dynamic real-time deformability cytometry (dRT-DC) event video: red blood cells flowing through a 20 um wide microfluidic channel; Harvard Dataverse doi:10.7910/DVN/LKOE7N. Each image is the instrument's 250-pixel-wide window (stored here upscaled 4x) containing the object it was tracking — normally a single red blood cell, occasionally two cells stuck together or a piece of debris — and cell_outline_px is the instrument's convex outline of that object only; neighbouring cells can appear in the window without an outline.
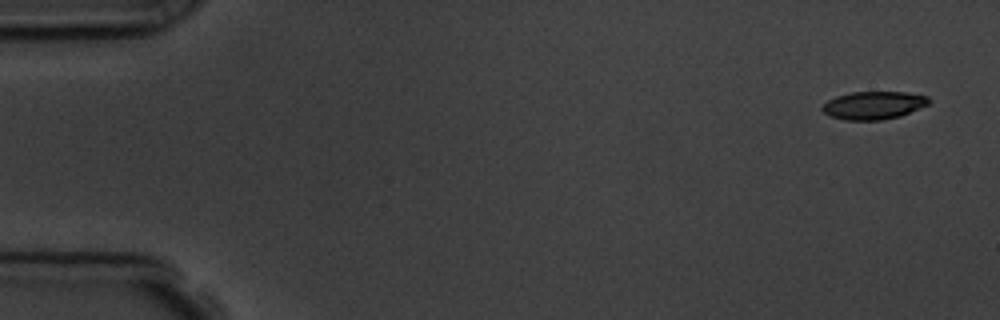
{"species": "common noctule bat (a hibernating species)", "species_latin": "Nyctalus noctula", "temperature_condition": "room temperature", "stored_images_in_passage": 4, "camera_frame_rate_fps": 3000, "um_per_image_px": 0.085, "animal": {"sex": "male", "body_mass_g": 19.5, "forearm_length_mm": 54.6}, "frame": {"image": 1, "passage_image": 1, "time_ms": 0.0, "image_size_px": [1000, 320], "cell_outline_px": [[928, 104], [900, 116], [880, 120], [844, 120], [828, 116], [820, 108], [828, 100], [836, 96], [852, 92], [904, 92], [928, 96]], "centroid_in_image_um": [74.2, 8.95], "position_along_channel_um": 10.8, "area_um2": 17.22}}
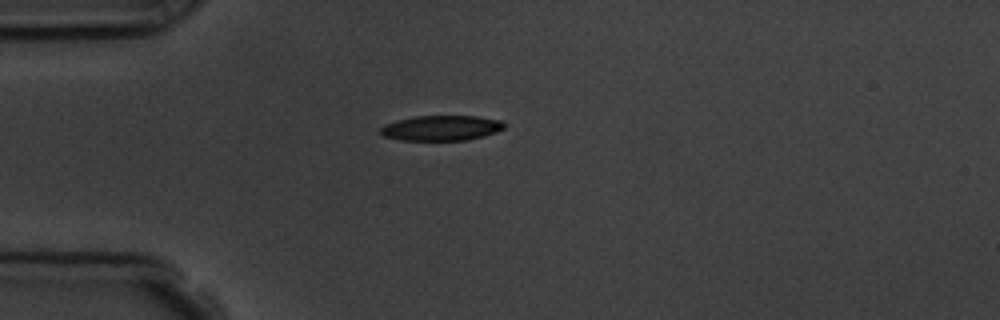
{"frame": {"image": 2, "passage_image": 4, "time_ms": 4.0, "image_size_px": [1000, 320], "cell_outline_px": [[504, 128], [496, 132], [484, 136], [468, 140], [400, 140], [384, 136], [380, 132], [380, 128], [384, 124], [416, 116], [476, 116], [500, 120], [504, 124]], "centroid_in_image_um": [37.52, 10.88], "position_along_channel_um": 47.5, "area_um2": 18.03}}